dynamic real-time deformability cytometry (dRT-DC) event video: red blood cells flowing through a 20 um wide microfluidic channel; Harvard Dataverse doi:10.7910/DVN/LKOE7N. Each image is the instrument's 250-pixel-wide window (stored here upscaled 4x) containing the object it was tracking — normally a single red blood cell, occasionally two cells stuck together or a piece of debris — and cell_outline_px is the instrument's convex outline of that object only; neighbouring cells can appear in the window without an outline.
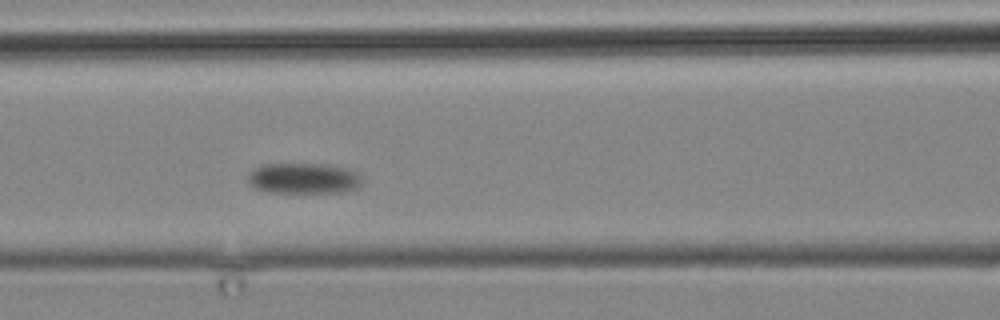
{"species": "common noctule bat (a hibernating species)", "species_latin": "Nyctalus noctula", "temperature_condition": "cold", "stored_images_in_passage": 3, "camera_frame_rate_fps": 3000, "um_per_image_px": 0.085, "animal": {"sex": "male", "body_mass_g": 19.2, "forearm_length_mm": 51.8}, "frame": {"image": 1, "passage_image": 3, "time_ms": 3.333, "image_size_px": [1000, 320], "cell_outline_px": [[364, 180], [360, 188], [344, 192], [268, 192], [256, 188], [248, 180], [248, 172], [264, 164], [320, 164], [348, 168], [356, 172]], "centroid_in_image_um": [25.87, 15.16], "position_along_channel_um": 140.7, "area_um2": 20.46}}